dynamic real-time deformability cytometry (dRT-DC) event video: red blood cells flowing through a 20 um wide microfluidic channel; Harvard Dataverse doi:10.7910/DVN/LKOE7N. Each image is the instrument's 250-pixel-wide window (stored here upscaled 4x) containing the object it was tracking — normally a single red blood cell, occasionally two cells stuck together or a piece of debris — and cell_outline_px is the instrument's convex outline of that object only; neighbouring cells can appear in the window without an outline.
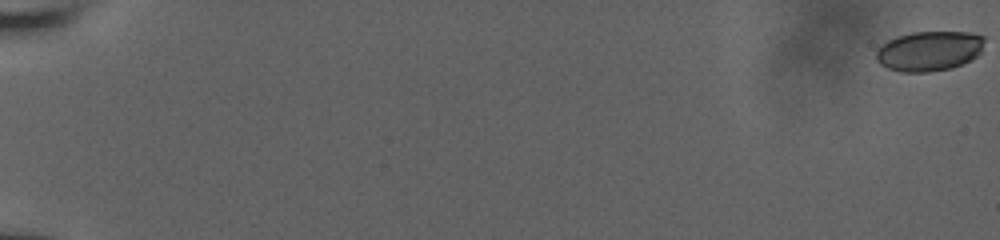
{"species": "human", "species_latin": "Homo sapiens", "temperature_condition": "room temperature", "stored_images_in_passage": 59, "camera_frame_rate_fps": 3000, "um_per_image_px": 0.085, "donor": {"sex": "male"}, "frame": {"image": 1, "passage_image": 1, "time_ms": 0.0, "image_size_px": [1000, 240], "cell_outline_px": [[984, 40], [980, 52], [976, 56], [952, 68], [928, 72], [904, 72], [888, 68], [880, 64], [876, 60], [876, 48], [888, 40], [896, 36], [912, 32], [968, 32], [984, 36]], "centroid_in_image_um": [78.94, 4.33], "position_along_channel_um": 6.1, "area_um2": 25.14}}
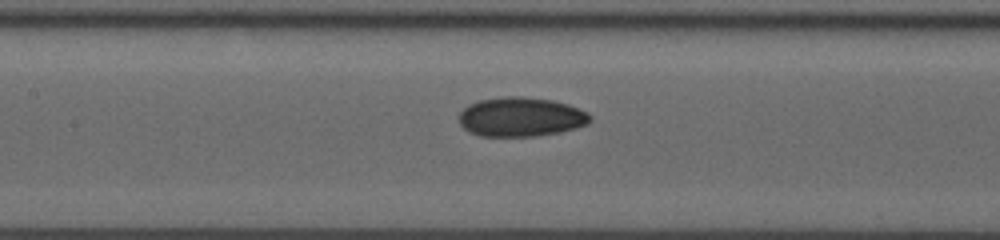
{"frame": {"image": 2, "passage_image": 32, "time_ms": 10.333, "image_size_px": [1000, 240], "cell_outline_px": [[592, 120], [588, 124], [576, 128], [560, 132], [536, 136], [480, 136], [468, 132], [460, 124], [460, 112], [468, 104], [480, 100], [508, 96], [520, 96], [552, 100], [568, 104], [588, 112], [592, 116]], "centroid_in_image_um": [44.3, 9.94], "position_along_channel_um": 163.1, "area_um2": 30.17}}
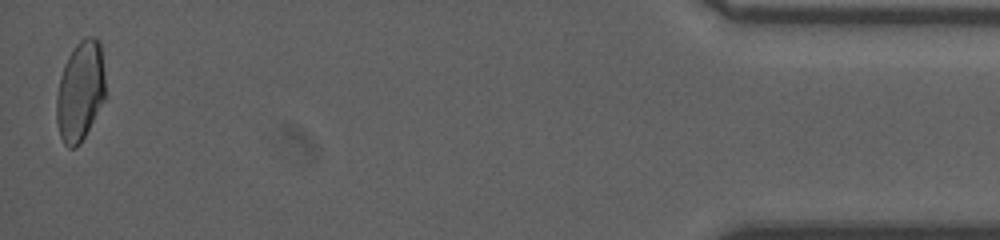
{"frame": {"image": 3, "passage_image": 59, "time_ms": 19.333, "image_size_px": [1000, 240], "cell_outline_px": [[104, 100], [80, 144], [76, 148], [68, 148], [64, 144], [60, 136], [56, 120], [56, 96], [60, 76], [64, 64], [68, 56], [76, 44], [84, 36], [96, 36], [100, 40], [104, 72]], "centroid_in_image_um": [6.8, 7.73], "position_along_channel_um": 428.4, "area_um2": 28.61}, "authors_computed_cell_mechanics": {"area_um2": 28.1486, "velocity_mm_per_s": 3.841, "shape_relaxation_time_tau1_ms": null, "shape_relaxation_time_tau2_ms": 2.0757, "deformation_change_tau1": null, "deformation_change_tau2": 0.0576}}